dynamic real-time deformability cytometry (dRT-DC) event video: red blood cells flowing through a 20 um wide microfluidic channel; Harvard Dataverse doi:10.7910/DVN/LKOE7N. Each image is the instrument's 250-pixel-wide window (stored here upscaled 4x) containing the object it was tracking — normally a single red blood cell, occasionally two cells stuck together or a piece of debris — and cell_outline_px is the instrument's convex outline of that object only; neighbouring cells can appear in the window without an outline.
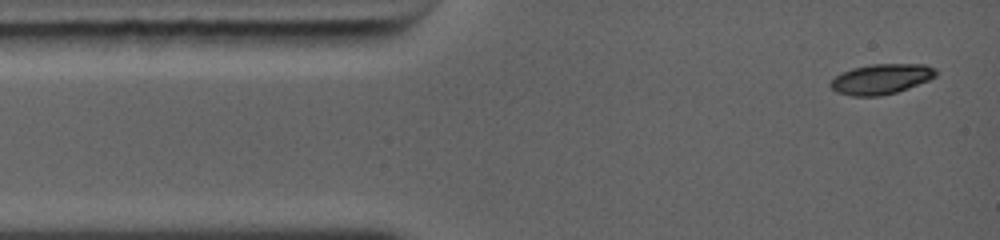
{"species": "common noctule bat (a hibernating species)", "species_latin": "Nyctalus noctula", "temperature_condition": "warm", "stored_images_in_passage": 49, "camera_frame_rate_fps": 5000, "um_per_image_px": 0.085, "animal": {"sex": "female", "body_mass_g": 19.0, "forearm_length_mm": 56.7}, "frame": {"image": 1, "passage_image": 1, "time_ms": 0.0, "image_size_px": [1000, 240], "cell_outline_px": [[936, 76], [928, 80], [896, 92], [876, 96], [856, 96], [836, 92], [828, 84], [840, 72], [852, 68], [872, 64], [924, 64], [936, 68]], "centroid_in_image_um": [74.88, 6.7], "position_along_channel_um": 10.1, "area_um2": 18.38}}
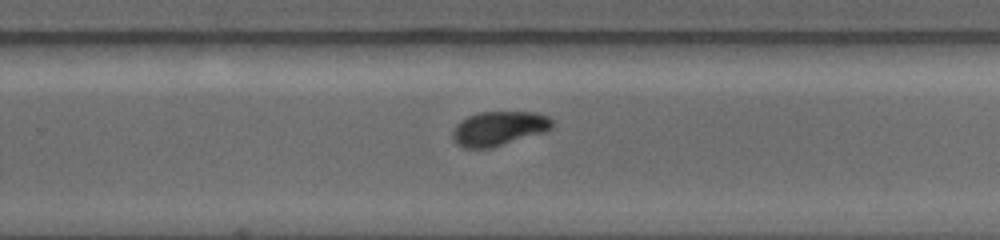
{"frame": {"image": 2, "passage_image": 22, "time_ms": 7.6, "image_size_px": [1000, 240], "cell_outline_px": [[552, 124], [548, 128], [540, 132], [488, 148], [464, 148], [456, 144], [452, 136], [452, 132], [468, 116], [480, 112], [536, 112], [548, 116], [552, 120]], "centroid_in_image_um": [42.36, 10.9], "position_along_channel_um": 287.4, "area_um2": 19.07}}
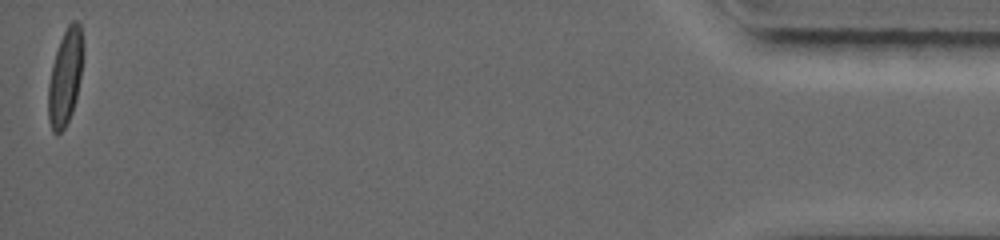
{"frame": {"image": 3, "passage_image": 49, "time_ms": 13.8, "image_size_px": [1000, 240], "cell_outline_px": [[84, 48], [80, 76], [76, 96], [68, 120], [64, 128], [60, 132], [52, 132], [48, 116], [48, 88], [52, 68], [56, 52], [60, 40], [68, 24], [72, 20], [76, 20], [80, 24]], "centroid_in_image_um": [5.55, 6.5], "position_along_channel_um": 429.7, "area_um2": 19.02}, "authors_computed_cell_mechanics": {"area_um2": 18.9584, "velocity_mm_per_s": 4.4503, "shape_relaxation_time_tau1_ms": 2.987, "shape_relaxation_time_tau2_ms": 3.8855, "deformation_change_tau1": 0.1355, "deformation_change_tau2": 0.0641}}